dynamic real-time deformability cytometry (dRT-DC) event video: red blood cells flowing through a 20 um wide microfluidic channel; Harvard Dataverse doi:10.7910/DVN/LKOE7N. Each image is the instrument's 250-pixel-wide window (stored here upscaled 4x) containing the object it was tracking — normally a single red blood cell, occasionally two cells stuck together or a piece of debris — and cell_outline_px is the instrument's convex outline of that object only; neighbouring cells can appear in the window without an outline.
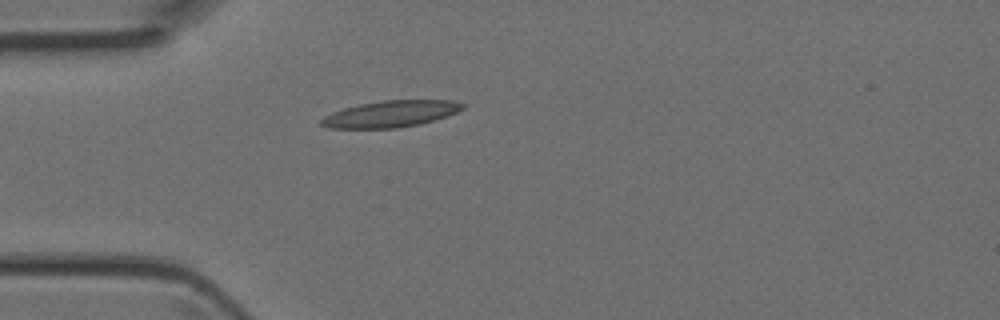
{"species": "Egyptian fruit bat (a non-hibernating species)", "species_latin": "Rousettus aegyptiacus", "temperature_condition": "room temperature", "stored_images_in_passage": 3, "camera_frame_rate_fps": 3000, "um_per_image_px": 0.085, "animal": {"sex": "female"}, "frame": {"image": 1, "passage_image": 3, "time_ms": 0.667, "image_size_px": [1000, 320], "cell_outline_px": [[464, 108], [456, 112], [420, 124], [396, 128], [328, 128], [320, 124], [320, 120], [324, 116], [332, 112], [344, 108], [360, 104], [384, 100], [452, 100], [464, 104]], "centroid_in_image_um": [33.17, 9.68], "position_along_channel_um": 51.8, "area_um2": 21.62}}